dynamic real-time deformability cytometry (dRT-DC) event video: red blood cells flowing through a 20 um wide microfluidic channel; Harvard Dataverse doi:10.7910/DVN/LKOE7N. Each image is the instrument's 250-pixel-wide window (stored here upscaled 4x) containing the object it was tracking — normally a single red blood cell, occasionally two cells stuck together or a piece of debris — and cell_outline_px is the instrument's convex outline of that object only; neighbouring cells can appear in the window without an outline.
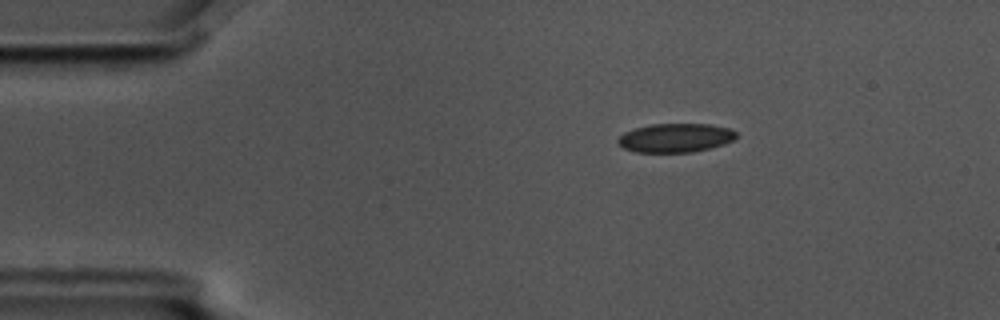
{"species": "common noctule bat (a hibernating species)", "species_latin": "Nyctalus noctula", "temperature_condition": "cold", "stored_images_in_passage": 3, "camera_frame_rate_fps": 3000, "um_per_image_px": 0.085, "animal": {"sex": "male", "body_mass_g": 17.5, "forearm_length_mm": 52.3}, "frame": {"image": 1, "passage_image": 1, "time_ms": 0.0, "image_size_px": [1000, 320], "cell_outline_px": [[736, 136], [732, 140], [724, 144], [692, 152], [636, 152], [624, 148], [616, 140], [624, 132], [636, 128], [652, 124], [708, 124], [728, 128], [736, 132]], "centroid_in_image_um": [57.4, 11.71], "position_along_channel_um": 27.6, "area_um2": 19.65}}